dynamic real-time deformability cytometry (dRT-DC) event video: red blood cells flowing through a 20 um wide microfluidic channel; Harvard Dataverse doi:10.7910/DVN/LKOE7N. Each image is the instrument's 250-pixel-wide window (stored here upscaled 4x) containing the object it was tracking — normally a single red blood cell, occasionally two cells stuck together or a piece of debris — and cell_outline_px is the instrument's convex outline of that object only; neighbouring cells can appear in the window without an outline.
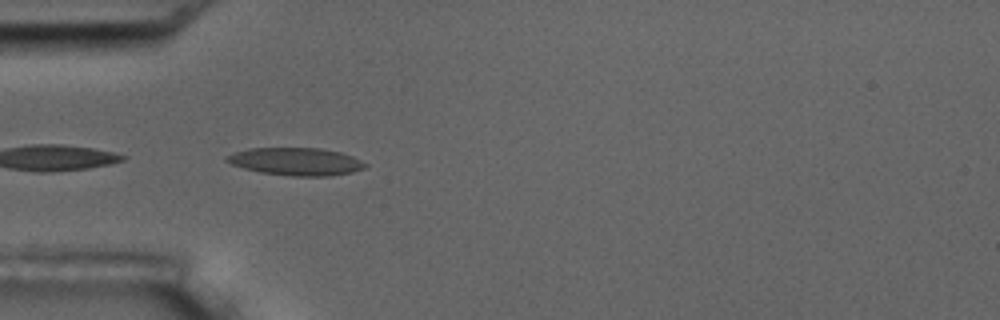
{"species": "common noctule bat (a hibernating species)", "species_latin": "Nyctalus noctula", "temperature_condition": "room temperature", "stored_images_in_passage": 6, "camera_frame_rate_fps": 3000, "um_per_image_px": 0.085, "animal": {"sex": "male", "body_mass_g": 17.5, "forearm_length_mm": 52.3}, "frame": {"image": 1, "passage_image": 5, "time_ms": 4.333, "image_size_px": [1000, 320], "cell_outline_px": [[368, 164], [364, 168], [352, 172], [328, 176], [292, 176], [260, 172], [244, 168], [232, 164], [224, 160], [224, 156], [248, 148], [320, 148], [340, 152], [352, 156]], "centroid_in_image_um": [25.15, 13.73], "position_along_channel_um": 59.9, "area_um2": 22.25}}